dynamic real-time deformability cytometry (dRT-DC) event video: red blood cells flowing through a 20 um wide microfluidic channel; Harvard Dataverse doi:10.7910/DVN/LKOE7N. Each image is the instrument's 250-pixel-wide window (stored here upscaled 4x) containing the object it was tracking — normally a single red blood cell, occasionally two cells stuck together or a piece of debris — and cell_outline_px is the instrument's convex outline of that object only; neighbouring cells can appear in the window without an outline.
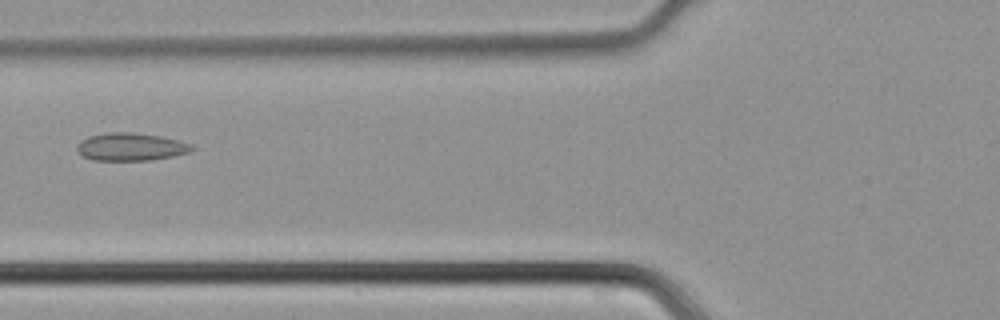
{"species": "common noctule bat (a hibernating species)", "species_latin": "Nyctalus noctula", "temperature_condition": "cold", "stored_images_in_passage": 32, "camera_frame_rate_fps": 3000, "um_per_image_px": 0.085, "animal": {"sex": "male", "body_mass_g": 21.5, "forearm_length_mm": 52.0}, "frame": {"image": 1, "passage_image": 5, "time_ms": 1.333, "image_size_px": [1000, 320], "cell_outline_px": [[196, 148], [188, 152], [172, 156], [152, 160], [92, 160], [84, 156], [76, 148], [76, 144], [80, 140], [88, 136], [108, 132], [132, 132], [160, 136], [192, 144]], "centroid_in_image_um": [11.09, 12.47], "position_along_channel_um": 114.7, "area_um2": 18.55}}
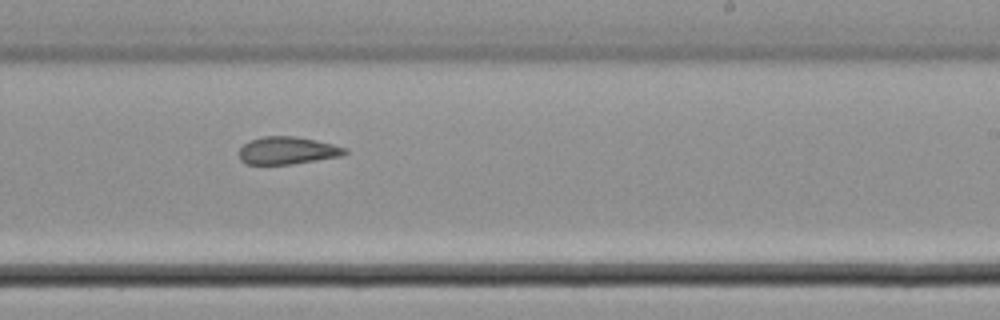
{"frame": {"image": 2, "passage_image": 15, "time_ms": 4.667, "image_size_px": [1000, 320], "cell_outline_px": [[348, 152], [340, 156], [292, 164], [248, 164], [240, 160], [240, 148], [248, 140], [264, 136], [296, 136], [316, 140], [348, 148]], "centroid_in_image_um": [24.43, 12.78], "position_along_channel_um": 264.6, "area_um2": 16.94}}
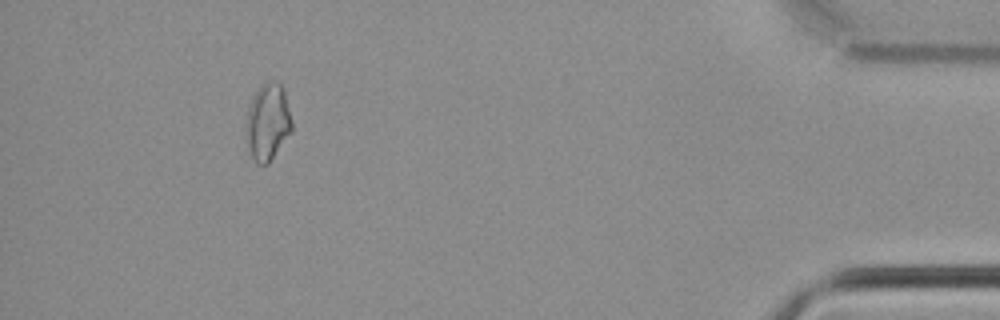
{"frame": {"image": 3, "passage_image": 29, "time_ms": 9.333, "image_size_px": [1000, 320], "cell_outline_px": [[292, 132], [268, 164], [256, 164], [248, 152], [244, 136], [248, 108], [252, 96], [256, 88], [264, 84], [280, 84], [284, 88], [292, 120]], "centroid_in_image_um": [22.73, 10.44], "position_along_channel_um": 412.5, "area_um2": 20.87}}